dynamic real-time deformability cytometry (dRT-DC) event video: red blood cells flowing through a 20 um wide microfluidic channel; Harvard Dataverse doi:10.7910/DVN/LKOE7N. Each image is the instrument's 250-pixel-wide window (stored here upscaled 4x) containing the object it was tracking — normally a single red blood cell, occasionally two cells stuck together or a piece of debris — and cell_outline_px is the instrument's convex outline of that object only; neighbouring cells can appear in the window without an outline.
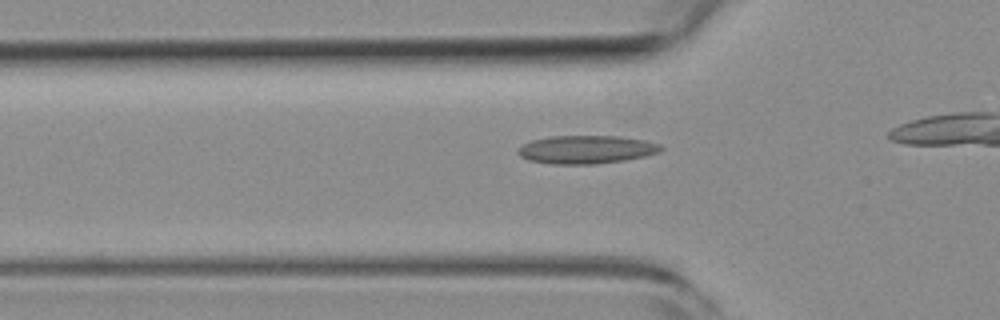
{"species": "common noctule bat (a hibernating species)", "species_latin": "Nyctalus noctula", "temperature_condition": "room temperature", "stored_images_in_passage": 30, "camera_frame_rate_fps": 3000, "um_per_image_px": 0.085, "animal": {"sex": "female", "body_mass_g": 19.3, "forearm_length_mm": 54.1}, "frame": {"image": 1, "passage_image": 5, "time_ms": 1.333, "image_size_px": [1000, 320], "cell_outline_px": [[664, 148], [660, 152], [644, 156], [624, 160], [596, 164], [552, 164], [528, 160], [520, 156], [516, 152], [524, 144], [532, 140], [552, 136], [620, 136], [644, 140], [660, 144]], "centroid_in_image_um": [49.85, 12.71], "position_along_channel_um": 76.0, "area_um2": 23.47}}
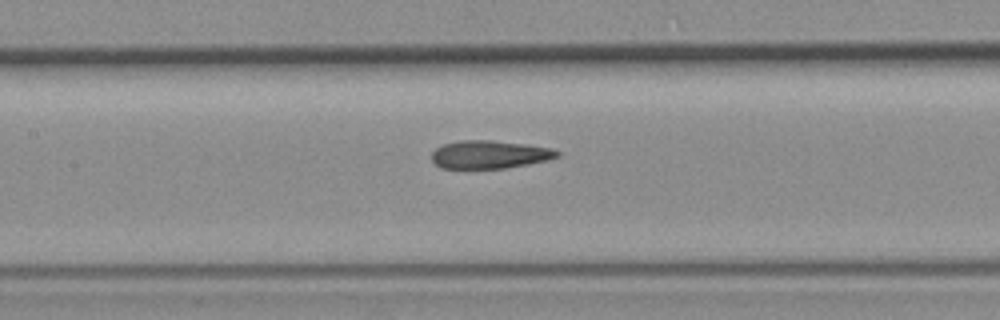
{"frame": {"image": 2, "passage_image": 12, "time_ms": 3.667, "image_size_px": [1000, 320], "cell_outline_px": [[560, 156], [548, 160], [528, 164], [504, 168], [440, 168], [432, 160], [432, 152], [436, 148], [444, 144], [460, 140], [492, 140], [528, 144], [552, 148], [560, 152]], "centroid_in_image_um": [41.64, 13.12], "position_along_channel_um": 165.8, "area_um2": 20.58}}
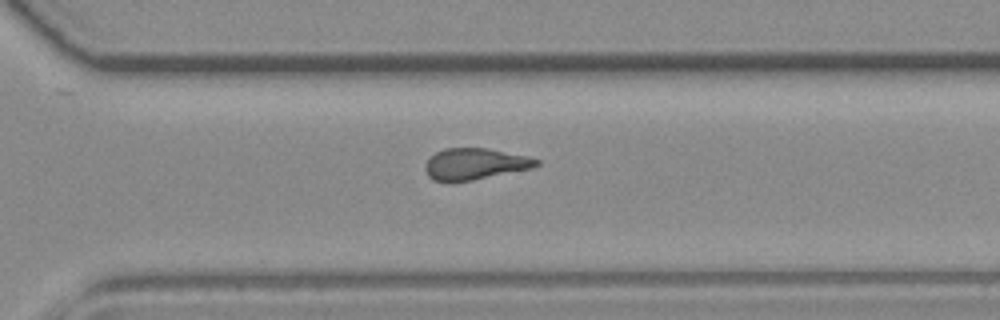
{"frame": {"image": 3, "passage_image": 25, "time_ms": 8.0, "image_size_px": [1000, 320], "cell_outline_px": [[540, 164], [532, 168], [452, 184], [448, 184], [432, 180], [428, 176], [424, 168], [428, 160], [436, 152], [444, 148], [488, 148], [528, 156], [540, 160]], "centroid_in_image_um": [40.34, 13.96], "position_along_channel_um": 330.3, "area_um2": 20.69}}